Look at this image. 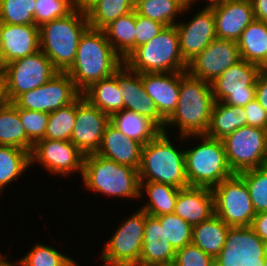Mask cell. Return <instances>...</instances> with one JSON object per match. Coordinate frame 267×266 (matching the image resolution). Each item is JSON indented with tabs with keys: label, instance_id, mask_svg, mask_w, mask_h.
Here are the masks:
<instances>
[{
	"label": "cell",
	"instance_id": "cell-53",
	"mask_svg": "<svg viewBox=\"0 0 267 266\" xmlns=\"http://www.w3.org/2000/svg\"><path fill=\"white\" fill-rule=\"evenodd\" d=\"M194 1H198V0H190V5L193 4ZM208 1H210L209 5L205 6V8H213V7L221 4L225 0H208Z\"/></svg>",
	"mask_w": 267,
	"mask_h": 266
},
{
	"label": "cell",
	"instance_id": "cell-43",
	"mask_svg": "<svg viewBox=\"0 0 267 266\" xmlns=\"http://www.w3.org/2000/svg\"><path fill=\"white\" fill-rule=\"evenodd\" d=\"M17 110L29 140L33 144L42 140L45 137L49 113L21 109L18 107Z\"/></svg>",
	"mask_w": 267,
	"mask_h": 266
},
{
	"label": "cell",
	"instance_id": "cell-4",
	"mask_svg": "<svg viewBox=\"0 0 267 266\" xmlns=\"http://www.w3.org/2000/svg\"><path fill=\"white\" fill-rule=\"evenodd\" d=\"M138 173L140 182H159L179 189L189 186L185 152L177 150L164 131L142 147Z\"/></svg>",
	"mask_w": 267,
	"mask_h": 266
},
{
	"label": "cell",
	"instance_id": "cell-50",
	"mask_svg": "<svg viewBox=\"0 0 267 266\" xmlns=\"http://www.w3.org/2000/svg\"><path fill=\"white\" fill-rule=\"evenodd\" d=\"M8 103L6 81L2 71H0V107L6 106Z\"/></svg>",
	"mask_w": 267,
	"mask_h": 266
},
{
	"label": "cell",
	"instance_id": "cell-19",
	"mask_svg": "<svg viewBox=\"0 0 267 266\" xmlns=\"http://www.w3.org/2000/svg\"><path fill=\"white\" fill-rule=\"evenodd\" d=\"M117 79L123 109L148 117L163 131L166 120L159 113L152 98L145 92L141 73L134 72L123 64L117 70Z\"/></svg>",
	"mask_w": 267,
	"mask_h": 266
},
{
	"label": "cell",
	"instance_id": "cell-32",
	"mask_svg": "<svg viewBox=\"0 0 267 266\" xmlns=\"http://www.w3.org/2000/svg\"><path fill=\"white\" fill-rule=\"evenodd\" d=\"M241 59L258 65L267 53V23L254 19L237 40Z\"/></svg>",
	"mask_w": 267,
	"mask_h": 266
},
{
	"label": "cell",
	"instance_id": "cell-7",
	"mask_svg": "<svg viewBox=\"0 0 267 266\" xmlns=\"http://www.w3.org/2000/svg\"><path fill=\"white\" fill-rule=\"evenodd\" d=\"M197 137H201L202 143L184 151L187 182L189 186L212 188L234 173L228 165L222 140L194 135Z\"/></svg>",
	"mask_w": 267,
	"mask_h": 266
},
{
	"label": "cell",
	"instance_id": "cell-26",
	"mask_svg": "<svg viewBox=\"0 0 267 266\" xmlns=\"http://www.w3.org/2000/svg\"><path fill=\"white\" fill-rule=\"evenodd\" d=\"M246 117L247 113L244 107L215 101L205 135L222 140L236 129L247 126Z\"/></svg>",
	"mask_w": 267,
	"mask_h": 266
},
{
	"label": "cell",
	"instance_id": "cell-6",
	"mask_svg": "<svg viewBox=\"0 0 267 266\" xmlns=\"http://www.w3.org/2000/svg\"><path fill=\"white\" fill-rule=\"evenodd\" d=\"M124 64L137 73H168L187 71L180 48L176 26H165L153 39L137 47Z\"/></svg>",
	"mask_w": 267,
	"mask_h": 266
},
{
	"label": "cell",
	"instance_id": "cell-35",
	"mask_svg": "<svg viewBox=\"0 0 267 266\" xmlns=\"http://www.w3.org/2000/svg\"><path fill=\"white\" fill-rule=\"evenodd\" d=\"M30 152L14 147L0 145V192L28 168Z\"/></svg>",
	"mask_w": 267,
	"mask_h": 266
},
{
	"label": "cell",
	"instance_id": "cell-14",
	"mask_svg": "<svg viewBox=\"0 0 267 266\" xmlns=\"http://www.w3.org/2000/svg\"><path fill=\"white\" fill-rule=\"evenodd\" d=\"M267 244L251 226L230 227L226 241L214 263H232L239 266H264Z\"/></svg>",
	"mask_w": 267,
	"mask_h": 266
},
{
	"label": "cell",
	"instance_id": "cell-12",
	"mask_svg": "<svg viewBox=\"0 0 267 266\" xmlns=\"http://www.w3.org/2000/svg\"><path fill=\"white\" fill-rule=\"evenodd\" d=\"M258 66L245 60L230 66L211 83L215 101L244 107L256 97Z\"/></svg>",
	"mask_w": 267,
	"mask_h": 266
},
{
	"label": "cell",
	"instance_id": "cell-15",
	"mask_svg": "<svg viewBox=\"0 0 267 266\" xmlns=\"http://www.w3.org/2000/svg\"><path fill=\"white\" fill-rule=\"evenodd\" d=\"M110 116L91 105L81 94L76 99V120L70 141L85 155L98 151Z\"/></svg>",
	"mask_w": 267,
	"mask_h": 266
},
{
	"label": "cell",
	"instance_id": "cell-46",
	"mask_svg": "<svg viewBox=\"0 0 267 266\" xmlns=\"http://www.w3.org/2000/svg\"><path fill=\"white\" fill-rule=\"evenodd\" d=\"M244 109L247 113V126L263 128L267 130V111L254 99Z\"/></svg>",
	"mask_w": 267,
	"mask_h": 266
},
{
	"label": "cell",
	"instance_id": "cell-10",
	"mask_svg": "<svg viewBox=\"0 0 267 266\" xmlns=\"http://www.w3.org/2000/svg\"><path fill=\"white\" fill-rule=\"evenodd\" d=\"M1 71L5 77L9 102L24 92L46 84L59 72L41 50L4 65Z\"/></svg>",
	"mask_w": 267,
	"mask_h": 266
},
{
	"label": "cell",
	"instance_id": "cell-30",
	"mask_svg": "<svg viewBox=\"0 0 267 266\" xmlns=\"http://www.w3.org/2000/svg\"><path fill=\"white\" fill-rule=\"evenodd\" d=\"M136 11L114 20L103 31L114 51L123 61L135 50Z\"/></svg>",
	"mask_w": 267,
	"mask_h": 266
},
{
	"label": "cell",
	"instance_id": "cell-29",
	"mask_svg": "<svg viewBox=\"0 0 267 266\" xmlns=\"http://www.w3.org/2000/svg\"><path fill=\"white\" fill-rule=\"evenodd\" d=\"M229 228L214 214L208 220L193 226L192 243L215 259L224 246Z\"/></svg>",
	"mask_w": 267,
	"mask_h": 266
},
{
	"label": "cell",
	"instance_id": "cell-41",
	"mask_svg": "<svg viewBox=\"0 0 267 266\" xmlns=\"http://www.w3.org/2000/svg\"><path fill=\"white\" fill-rule=\"evenodd\" d=\"M164 226L166 238L175 250L192 243L193 227L175 213L156 217Z\"/></svg>",
	"mask_w": 267,
	"mask_h": 266
},
{
	"label": "cell",
	"instance_id": "cell-45",
	"mask_svg": "<svg viewBox=\"0 0 267 266\" xmlns=\"http://www.w3.org/2000/svg\"><path fill=\"white\" fill-rule=\"evenodd\" d=\"M165 25L136 13L135 49L157 36Z\"/></svg>",
	"mask_w": 267,
	"mask_h": 266
},
{
	"label": "cell",
	"instance_id": "cell-17",
	"mask_svg": "<svg viewBox=\"0 0 267 266\" xmlns=\"http://www.w3.org/2000/svg\"><path fill=\"white\" fill-rule=\"evenodd\" d=\"M241 60L237 41L216 38L188 63L187 71L211 84L225 70Z\"/></svg>",
	"mask_w": 267,
	"mask_h": 266
},
{
	"label": "cell",
	"instance_id": "cell-39",
	"mask_svg": "<svg viewBox=\"0 0 267 266\" xmlns=\"http://www.w3.org/2000/svg\"><path fill=\"white\" fill-rule=\"evenodd\" d=\"M36 0H0V22L15 25H35Z\"/></svg>",
	"mask_w": 267,
	"mask_h": 266
},
{
	"label": "cell",
	"instance_id": "cell-18",
	"mask_svg": "<svg viewBox=\"0 0 267 266\" xmlns=\"http://www.w3.org/2000/svg\"><path fill=\"white\" fill-rule=\"evenodd\" d=\"M175 26L180 52L187 64L217 38L212 8L204 7L189 23H176Z\"/></svg>",
	"mask_w": 267,
	"mask_h": 266
},
{
	"label": "cell",
	"instance_id": "cell-20",
	"mask_svg": "<svg viewBox=\"0 0 267 266\" xmlns=\"http://www.w3.org/2000/svg\"><path fill=\"white\" fill-rule=\"evenodd\" d=\"M212 9L217 39L237 41L255 19L251 0H225Z\"/></svg>",
	"mask_w": 267,
	"mask_h": 266
},
{
	"label": "cell",
	"instance_id": "cell-27",
	"mask_svg": "<svg viewBox=\"0 0 267 266\" xmlns=\"http://www.w3.org/2000/svg\"><path fill=\"white\" fill-rule=\"evenodd\" d=\"M110 123L125 136L143 146L154 139L162 130L148 117L123 109L110 116Z\"/></svg>",
	"mask_w": 267,
	"mask_h": 266
},
{
	"label": "cell",
	"instance_id": "cell-21",
	"mask_svg": "<svg viewBox=\"0 0 267 266\" xmlns=\"http://www.w3.org/2000/svg\"><path fill=\"white\" fill-rule=\"evenodd\" d=\"M176 250L166 238L164 226L145 212V230L140 261L137 266L173 265Z\"/></svg>",
	"mask_w": 267,
	"mask_h": 266
},
{
	"label": "cell",
	"instance_id": "cell-28",
	"mask_svg": "<svg viewBox=\"0 0 267 266\" xmlns=\"http://www.w3.org/2000/svg\"><path fill=\"white\" fill-rule=\"evenodd\" d=\"M82 95L91 105L96 106L109 116L123 110L117 71L109 77L92 83L82 92Z\"/></svg>",
	"mask_w": 267,
	"mask_h": 266
},
{
	"label": "cell",
	"instance_id": "cell-33",
	"mask_svg": "<svg viewBox=\"0 0 267 266\" xmlns=\"http://www.w3.org/2000/svg\"><path fill=\"white\" fill-rule=\"evenodd\" d=\"M143 187L149 197L142 208L147 215L158 217L174 213L179 188L159 182H140V197L143 196Z\"/></svg>",
	"mask_w": 267,
	"mask_h": 266
},
{
	"label": "cell",
	"instance_id": "cell-9",
	"mask_svg": "<svg viewBox=\"0 0 267 266\" xmlns=\"http://www.w3.org/2000/svg\"><path fill=\"white\" fill-rule=\"evenodd\" d=\"M226 159L234 174L263 167L267 160V130L243 126L222 139Z\"/></svg>",
	"mask_w": 267,
	"mask_h": 266
},
{
	"label": "cell",
	"instance_id": "cell-44",
	"mask_svg": "<svg viewBox=\"0 0 267 266\" xmlns=\"http://www.w3.org/2000/svg\"><path fill=\"white\" fill-rule=\"evenodd\" d=\"M215 259L190 243L176 250L173 266H213Z\"/></svg>",
	"mask_w": 267,
	"mask_h": 266
},
{
	"label": "cell",
	"instance_id": "cell-2",
	"mask_svg": "<svg viewBox=\"0 0 267 266\" xmlns=\"http://www.w3.org/2000/svg\"><path fill=\"white\" fill-rule=\"evenodd\" d=\"M123 64L104 31L89 27L81 36L75 61L66 73L82 93L92 83L113 75Z\"/></svg>",
	"mask_w": 267,
	"mask_h": 266
},
{
	"label": "cell",
	"instance_id": "cell-47",
	"mask_svg": "<svg viewBox=\"0 0 267 266\" xmlns=\"http://www.w3.org/2000/svg\"><path fill=\"white\" fill-rule=\"evenodd\" d=\"M255 99L267 111V74L259 73L256 79Z\"/></svg>",
	"mask_w": 267,
	"mask_h": 266
},
{
	"label": "cell",
	"instance_id": "cell-36",
	"mask_svg": "<svg viewBox=\"0 0 267 266\" xmlns=\"http://www.w3.org/2000/svg\"><path fill=\"white\" fill-rule=\"evenodd\" d=\"M190 9L180 0H142L135 5L138 15L158 21L165 26H172L175 16Z\"/></svg>",
	"mask_w": 267,
	"mask_h": 266
},
{
	"label": "cell",
	"instance_id": "cell-24",
	"mask_svg": "<svg viewBox=\"0 0 267 266\" xmlns=\"http://www.w3.org/2000/svg\"><path fill=\"white\" fill-rule=\"evenodd\" d=\"M174 213L192 227L214 215L211 188L188 186L179 189Z\"/></svg>",
	"mask_w": 267,
	"mask_h": 266
},
{
	"label": "cell",
	"instance_id": "cell-3",
	"mask_svg": "<svg viewBox=\"0 0 267 266\" xmlns=\"http://www.w3.org/2000/svg\"><path fill=\"white\" fill-rule=\"evenodd\" d=\"M89 27L85 10L75 8L66 17L39 27L40 50L58 71L66 72L74 63L80 38Z\"/></svg>",
	"mask_w": 267,
	"mask_h": 266
},
{
	"label": "cell",
	"instance_id": "cell-57",
	"mask_svg": "<svg viewBox=\"0 0 267 266\" xmlns=\"http://www.w3.org/2000/svg\"><path fill=\"white\" fill-rule=\"evenodd\" d=\"M180 1H182L185 5H188L191 8L190 0H180Z\"/></svg>",
	"mask_w": 267,
	"mask_h": 266
},
{
	"label": "cell",
	"instance_id": "cell-37",
	"mask_svg": "<svg viewBox=\"0 0 267 266\" xmlns=\"http://www.w3.org/2000/svg\"><path fill=\"white\" fill-rule=\"evenodd\" d=\"M76 120V100L49 113L48 124L43 139L70 141Z\"/></svg>",
	"mask_w": 267,
	"mask_h": 266
},
{
	"label": "cell",
	"instance_id": "cell-34",
	"mask_svg": "<svg viewBox=\"0 0 267 266\" xmlns=\"http://www.w3.org/2000/svg\"><path fill=\"white\" fill-rule=\"evenodd\" d=\"M135 10L131 0H95L86 9L90 28L103 30L106 26Z\"/></svg>",
	"mask_w": 267,
	"mask_h": 266
},
{
	"label": "cell",
	"instance_id": "cell-42",
	"mask_svg": "<svg viewBox=\"0 0 267 266\" xmlns=\"http://www.w3.org/2000/svg\"><path fill=\"white\" fill-rule=\"evenodd\" d=\"M75 9L73 0H36L34 22L40 27L42 24L66 17Z\"/></svg>",
	"mask_w": 267,
	"mask_h": 266
},
{
	"label": "cell",
	"instance_id": "cell-23",
	"mask_svg": "<svg viewBox=\"0 0 267 266\" xmlns=\"http://www.w3.org/2000/svg\"><path fill=\"white\" fill-rule=\"evenodd\" d=\"M3 66L40 50L39 27L1 23Z\"/></svg>",
	"mask_w": 267,
	"mask_h": 266
},
{
	"label": "cell",
	"instance_id": "cell-52",
	"mask_svg": "<svg viewBox=\"0 0 267 266\" xmlns=\"http://www.w3.org/2000/svg\"><path fill=\"white\" fill-rule=\"evenodd\" d=\"M259 73L267 74V53L263 60L257 65Z\"/></svg>",
	"mask_w": 267,
	"mask_h": 266
},
{
	"label": "cell",
	"instance_id": "cell-49",
	"mask_svg": "<svg viewBox=\"0 0 267 266\" xmlns=\"http://www.w3.org/2000/svg\"><path fill=\"white\" fill-rule=\"evenodd\" d=\"M255 19L267 23V0H251Z\"/></svg>",
	"mask_w": 267,
	"mask_h": 266
},
{
	"label": "cell",
	"instance_id": "cell-5",
	"mask_svg": "<svg viewBox=\"0 0 267 266\" xmlns=\"http://www.w3.org/2000/svg\"><path fill=\"white\" fill-rule=\"evenodd\" d=\"M82 176L84 186L91 191L112 197L140 198L138 169L96 153L84 156Z\"/></svg>",
	"mask_w": 267,
	"mask_h": 266
},
{
	"label": "cell",
	"instance_id": "cell-11",
	"mask_svg": "<svg viewBox=\"0 0 267 266\" xmlns=\"http://www.w3.org/2000/svg\"><path fill=\"white\" fill-rule=\"evenodd\" d=\"M145 230V211L139 209L118 227L104 247V266H137Z\"/></svg>",
	"mask_w": 267,
	"mask_h": 266
},
{
	"label": "cell",
	"instance_id": "cell-22",
	"mask_svg": "<svg viewBox=\"0 0 267 266\" xmlns=\"http://www.w3.org/2000/svg\"><path fill=\"white\" fill-rule=\"evenodd\" d=\"M141 78L145 92L167 121L175 112L179 100L180 72L141 73Z\"/></svg>",
	"mask_w": 267,
	"mask_h": 266
},
{
	"label": "cell",
	"instance_id": "cell-55",
	"mask_svg": "<svg viewBox=\"0 0 267 266\" xmlns=\"http://www.w3.org/2000/svg\"><path fill=\"white\" fill-rule=\"evenodd\" d=\"M8 259L7 258V256H0V266H16V265H14V264H12V263H10V262H8V261H6V260Z\"/></svg>",
	"mask_w": 267,
	"mask_h": 266
},
{
	"label": "cell",
	"instance_id": "cell-25",
	"mask_svg": "<svg viewBox=\"0 0 267 266\" xmlns=\"http://www.w3.org/2000/svg\"><path fill=\"white\" fill-rule=\"evenodd\" d=\"M143 145L125 136L109 123L104 131L101 145L96 154L121 165L138 169Z\"/></svg>",
	"mask_w": 267,
	"mask_h": 266
},
{
	"label": "cell",
	"instance_id": "cell-40",
	"mask_svg": "<svg viewBox=\"0 0 267 266\" xmlns=\"http://www.w3.org/2000/svg\"><path fill=\"white\" fill-rule=\"evenodd\" d=\"M17 264L20 266H78L73 259L43 244L35 245Z\"/></svg>",
	"mask_w": 267,
	"mask_h": 266
},
{
	"label": "cell",
	"instance_id": "cell-38",
	"mask_svg": "<svg viewBox=\"0 0 267 266\" xmlns=\"http://www.w3.org/2000/svg\"><path fill=\"white\" fill-rule=\"evenodd\" d=\"M238 175L248 187L255 212H267V167L245 170Z\"/></svg>",
	"mask_w": 267,
	"mask_h": 266
},
{
	"label": "cell",
	"instance_id": "cell-58",
	"mask_svg": "<svg viewBox=\"0 0 267 266\" xmlns=\"http://www.w3.org/2000/svg\"><path fill=\"white\" fill-rule=\"evenodd\" d=\"M140 1H142V0H131V2L133 3L134 6L137 5Z\"/></svg>",
	"mask_w": 267,
	"mask_h": 266
},
{
	"label": "cell",
	"instance_id": "cell-8",
	"mask_svg": "<svg viewBox=\"0 0 267 266\" xmlns=\"http://www.w3.org/2000/svg\"><path fill=\"white\" fill-rule=\"evenodd\" d=\"M214 214L230 227L252 225L256 212L244 180L234 174L211 188Z\"/></svg>",
	"mask_w": 267,
	"mask_h": 266
},
{
	"label": "cell",
	"instance_id": "cell-54",
	"mask_svg": "<svg viewBox=\"0 0 267 266\" xmlns=\"http://www.w3.org/2000/svg\"><path fill=\"white\" fill-rule=\"evenodd\" d=\"M2 37H1V22H0V68L3 67V49H2Z\"/></svg>",
	"mask_w": 267,
	"mask_h": 266
},
{
	"label": "cell",
	"instance_id": "cell-13",
	"mask_svg": "<svg viewBox=\"0 0 267 266\" xmlns=\"http://www.w3.org/2000/svg\"><path fill=\"white\" fill-rule=\"evenodd\" d=\"M82 93L66 72H58L46 84L19 95L13 103L21 109L51 113L73 103Z\"/></svg>",
	"mask_w": 267,
	"mask_h": 266
},
{
	"label": "cell",
	"instance_id": "cell-31",
	"mask_svg": "<svg viewBox=\"0 0 267 266\" xmlns=\"http://www.w3.org/2000/svg\"><path fill=\"white\" fill-rule=\"evenodd\" d=\"M0 145L14 146L29 152L34 145L26 135L17 106L13 102L0 107Z\"/></svg>",
	"mask_w": 267,
	"mask_h": 266
},
{
	"label": "cell",
	"instance_id": "cell-1",
	"mask_svg": "<svg viewBox=\"0 0 267 266\" xmlns=\"http://www.w3.org/2000/svg\"><path fill=\"white\" fill-rule=\"evenodd\" d=\"M215 103L212 86L188 71L180 72L179 100L167 126H178L182 139L205 135Z\"/></svg>",
	"mask_w": 267,
	"mask_h": 266
},
{
	"label": "cell",
	"instance_id": "cell-51",
	"mask_svg": "<svg viewBox=\"0 0 267 266\" xmlns=\"http://www.w3.org/2000/svg\"><path fill=\"white\" fill-rule=\"evenodd\" d=\"M75 8L85 10L95 0H73Z\"/></svg>",
	"mask_w": 267,
	"mask_h": 266
},
{
	"label": "cell",
	"instance_id": "cell-48",
	"mask_svg": "<svg viewBox=\"0 0 267 266\" xmlns=\"http://www.w3.org/2000/svg\"><path fill=\"white\" fill-rule=\"evenodd\" d=\"M251 227L256 234L267 244V212L256 213Z\"/></svg>",
	"mask_w": 267,
	"mask_h": 266
},
{
	"label": "cell",
	"instance_id": "cell-56",
	"mask_svg": "<svg viewBox=\"0 0 267 266\" xmlns=\"http://www.w3.org/2000/svg\"><path fill=\"white\" fill-rule=\"evenodd\" d=\"M213 266H239V264H232V263H214Z\"/></svg>",
	"mask_w": 267,
	"mask_h": 266
},
{
	"label": "cell",
	"instance_id": "cell-59",
	"mask_svg": "<svg viewBox=\"0 0 267 266\" xmlns=\"http://www.w3.org/2000/svg\"><path fill=\"white\" fill-rule=\"evenodd\" d=\"M264 266H267V253H266V256H265Z\"/></svg>",
	"mask_w": 267,
	"mask_h": 266
},
{
	"label": "cell",
	"instance_id": "cell-16",
	"mask_svg": "<svg viewBox=\"0 0 267 266\" xmlns=\"http://www.w3.org/2000/svg\"><path fill=\"white\" fill-rule=\"evenodd\" d=\"M36 161L53 174H82L84 154L71 141L42 139L30 152V164Z\"/></svg>",
	"mask_w": 267,
	"mask_h": 266
}]
</instances>
